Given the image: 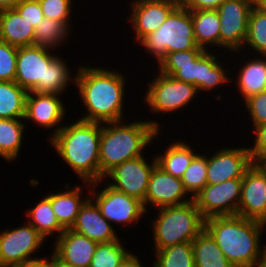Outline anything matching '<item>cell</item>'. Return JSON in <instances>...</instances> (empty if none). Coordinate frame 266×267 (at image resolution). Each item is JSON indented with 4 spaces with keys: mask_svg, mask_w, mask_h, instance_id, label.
I'll return each instance as SVG.
<instances>
[{
    "mask_svg": "<svg viewBox=\"0 0 266 267\" xmlns=\"http://www.w3.org/2000/svg\"><path fill=\"white\" fill-rule=\"evenodd\" d=\"M18 47L0 40V81H15Z\"/></svg>",
    "mask_w": 266,
    "mask_h": 267,
    "instance_id": "38",
    "label": "cell"
},
{
    "mask_svg": "<svg viewBox=\"0 0 266 267\" xmlns=\"http://www.w3.org/2000/svg\"><path fill=\"white\" fill-rule=\"evenodd\" d=\"M221 62L209 50L190 49L166 54L158 62L157 70L176 80L193 84L198 92H210L232 81Z\"/></svg>",
    "mask_w": 266,
    "mask_h": 267,
    "instance_id": "5",
    "label": "cell"
},
{
    "mask_svg": "<svg viewBox=\"0 0 266 267\" xmlns=\"http://www.w3.org/2000/svg\"><path fill=\"white\" fill-rule=\"evenodd\" d=\"M187 194L188 192L185 190L180 178L173 177L156 165L151 173L146 197L142 204L147 213L148 205L158 209L166 206L181 205L193 200L191 195ZM188 196L190 197L185 198Z\"/></svg>",
    "mask_w": 266,
    "mask_h": 267,
    "instance_id": "17",
    "label": "cell"
},
{
    "mask_svg": "<svg viewBox=\"0 0 266 267\" xmlns=\"http://www.w3.org/2000/svg\"><path fill=\"white\" fill-rule=\"evenodd\" d=\"M131 5L128 21L133 26L134 39L140 43L164 23L179 0H132Z\"/></svg>",
    "mask_w": 266,
    "mask_h": 267,
    "instance_id": "16",
    "label": "cell"
},
{
    "mask_svg": "<svg viewBox=\"0 0 266 267\" xmlns=\"http://www.w3.org/2000/svg\"><path fill=\"white\" fill-rule=\"evenodd\" d=\"M71 230L98 243L111 242L119 238L113 225L101 214L100 208L91 196L80 208Z\"/></svg>",
    "mask_w": 266,
    "mask_h": 267,
    "instance_id": "21",
    "label": "cell"
},
{
    "mask_svg": "<svg viewBox=\"0 0 266 267\" xmlns=\"http://www.w3.org/2000/svg\"><path fill=\"white\" fill-rule=\"evenodd\" d=\"M261 57V58H260ZM244 62L236 78L243 101L250 96L266 91V55Z\"/></svg>",
    "mask_w": 266,
    "mask_h": 267,
    "instance_id": "25",
    "label": "cell"
},
{
    "mask_svg": "<svg viewBox=\"0 0 266 267\" xmlns=\"http://www.w3.org/2000/svg\"><path fill=\"white\" fill-rule=\"evenodd\" d=\"M187 142L176 141L168 144L163 153L156 154V163L164 172L171 174L173 177L182 178L185 170L189 167L192 159L198 154L196 150L186 144ZM161 154V155H160Z\"/></svg>",
    "mask_w": 266,
    "mask_h": 267,
    "instance_id": "26",
    "label": "cell"
},
{
    "mask_svg": "<svg viewBox=\"0 0 266 267\" xmlns=\"http://www.w3.org/2000/svg\"><path fill=\"white\" fill-rule=\"evenodd\" d=\"M255 0H226L216 10L219 14L220 47L230 52L243 50L250 13Z\"/></svg>",
    "mask_w": 266,
    "mask_h": 267,
    "instance_id": "11",
    "label": "cell"
},
{
    "mask_svg": "<svg viewBox=\"0 0 266 267\" xmlns=\"http://www.w3.org/2000/svg\"><path fill=\"white\" fill-rule=\"evenodd\" d=\"M156 165L155 157L152 161H146L141 155L115 166L104 176V181L109 177V180H112L108 184L110 187L143 202L151 173Z\"/></svg>",
    "mask_w": 266,
    "mask_h": 267,
    "instance_id": "14",
    "label": "cell"
},
{
    "mask_svg": "<svg viewBox=\"0 0 266 267\" xmlns=\"http://www.w3.org/2000/svg\"><path fill=\"white\" fill-rule=\"evenodd\" d=\"M245 147L220 148L211 156L206 155L207 185L243 178L246 171L253 165L249 148Z\"/></svg>",
    "mask_w": 266,
    "mask_h": 267,
    "instance_id": "15",
    "label": "cell"
},
{
    "mask_svg": "<svg viewBox=\"0 0 266 267\" xmlns=\"http://www.w3.org/2000/svg\"><path fill=\"white\" fill-rule=\"evenodd\" d=\"M55 241L52 252L63 262L73 267H90L98 242L71 229H65Z\"/></svg>",
    "mask_w": 266,
    "mask_h": 267,
    "instance_id": "20",
    "label": "cell"
},
{
    "mask_svg": "<svg viewBox=\"0 0 266 267\" xmlns=\"http://www.w3.org/2000/svg\"><path fill=\"white\" fill-rule=\"evenodd\" d=\"M70 31V28L64 22L44 17L35 28L34 45L55 50L56 47H59V44L61 46L62 42L64 44L68 39V35L71 34Z\"/></svg>",
    "mask_w": 266,
    "mask_h": 267,
    "instance_id": "31",
    "label": "cell"
},
{
    "mask_svg": "<svg viewBox=\"0 0 266 267\" xmlns=\"http://www.w3.org/2000/svg\"><path fill=\"white\" fill-rule=\"evenodd\" d=\"M237 215L266 223V174L254 164L242 178Z\"/></svg>",
    "mask_w": 266,
    "mask_h": 267,
    "instance_id": "19",
    "label": "cell"
},
{
    "mask_svg": "<svg viewBox=\"0 0 266 267\" xmlns=\"http://www.w3.org/2000/svg\"><path fill=\"white\" fill-rule=\"evenodd\" d=\"M67 190H59L57 193H49L46 196L51 201V206L56 214L57 220L59 224L64 229H71L77 215L79 214L80 208L85 203V201L90 197L86 196V198H82L83 196V188L80 186H75L71 189L72 186L70 184H64ZM69 188V189H68Z\"/></svg>",
    "mask_w": 266,
    "mask_h": 267,
    "instance_id": "22",
    "label": "cell"
},
{
    "mask_svg": "<svg viewBox=\"0 0 266 267\" xmlns=\"http://www.w3.org/2000/svg\"><path fill=\"white\" fill-rule=\"evenodd\" d=\"M226 0H179V4L190 10H199V9H217L222 3Z\"/></svg>",
    "mask_w": 266,
    "mask_h": 267,
    "instance_id": "42",
    "label": "cell"
},
{
    "mask_svg": "<svg viewBox=\"0 0 266 267\" xmlns=\"http://www.w3.org/2000/svg\"><path fill=\"white\" fill-rule=\"evenodd\" d=\"M152 267H195L192 242H184L155 252Z\"/></svg>",
    "mask_w": 266,
    "mask_h": 267,
    "instance_id": "32",
    "label": "cell"
},
{
    "mask_svg": "<svg viewBox=\"0 0 266 267\" xmlns=\"http://www.w3.org/2000/svg\"><path fill=\"white\" fill-rule=\"evenodd\" d=\"M37 203L25 212L29 218L27 223L32 225L45 239L48 238L47 236H56V234L58 238L65 229L59 224L50 199L45 195Z\"/></svg>",
    "mask_w": 266,
    "mask_h": 267,
    "instance_id": "30",
    "label": "cell"
},
{
    "mask_svg": "<svg viewBox=\"0 0 266 267\" xmlns=\"http://www.w3.org/2000/svg\"><path fill=\"white\" fill-rule=\"evenodd\" d=\"M255 6L266 14V0H255Z\"/></svg>",
    "mask_w": 266,
    "mask_h": 267,
    "instance_id": "47",
    "label": "cell"
},
{
    "mask_svg": "<svg viewBox=\"0 0 266 267\" xmlns=\"http://www.w3.org/2000/svg\"><path fill=\"white\" fill-rule=\"evenodd\" d=\"M245 105L253 128L266 124V91L250 96L245 100Z\"/></svg>",
    "mask_w": 266,
    "mask_h": 267,
    "instance_id": "39",
    "label": "cell"
},
{
    "mask_svg": "<svg viewBox=\"0 0 266 267\" xmlns=\"http://www.w3.org/2000/svg\"><path fill=\"white\" fill-rule=\"evenodd\" d=\"M35 29L16 9L0 11V40L15 47L34 45Z\"/></svg>",
    "mask_w": 266,
    "mask_h": 267,
    "instance_id": "23",
    "label": "cell"
},
{
    "mask_svg": "<svg viewBox=\"0 0 266 267\" xmlns=\"http://www.w3.org/2000/svg\"><path fill=\"white\" fill-rule=\"evenodd\" d=\"M23 267H48L43 261H39L30 265H26Z\"/></svg>",
    "mask_w": 266,
    "mask_h": 267,
    "instance_id": "48",
    "label": "cell"
},
{
    "mask_svg": "<svg viewBox=\"0 0 266 267\" xmlns=\"http://www.w3.org/2000/svg\"><path fill=\"white\" fill-rule=\"evenodd\" d=\"M27 93L15 81H0V118L24 119Z\"/></svg>",
    "mask_w": 266,
    "mask_h": 267,
    "instance_id": "29",
    "label": "cell"
},
{
    "mask_svg": "<svg viewBox=\"0 0 266 267\" xmlns=\"http://www.w3.org/2000/svg\"><path fill=\"white\" fill-rule=\"evenodd\" d=\"M245 46L259 55H266V14L256 6L250 13Z\"/></svg>",
    "mask_w": 266,
    "mask_h": 267,
    "instance_id": "35",
    "label": "cell"
},
{
    "mask_svg": "<svg viewBox=\"0 0 266 267\" xmlns=\"http://www.w3.org/2000/svg\"><path fill=\"white\" fill-rule=\"evenodd\" d=\"M0 231V267H23L44 258L33 254L46 239L30 224Z\"/></svg>",
    "mask_w": 266,
    "mask_h": 267,
    "instance_id": "9",
    "label": "cell"
},
{
    "mask_svg": "<svg viewBox=\"0 0 266 267\" xmlns=\"http://www.w3.org/2000/svg\"><path fill=\"white\" fill-rule=\"evenodd\" d=\"M160 125L156 120L126 123H102V133L99 147L100 180L115 166L143 155L148 147L160 134Z\"/></svg>",
    "mask_w": 266,
    "mask_h": 267,
    "instance_id": "4",
    "label": "cell"
},
{
    "mask_svg": "<svg viewBox=\"0 0 266 267\" xmlns=\"http://www.w3.org/2000/svg\"><path fill=\"white\" fill-rule=\"evenodd\" d=\"M62 95L36 93L29 91L26 96V107L24 120H31L39 127L47 130L55 128L49 135L54 136L64 125H59L65 120L66 105L59 98ZM57 126V127H56Z\"/></svg>",
    "mask_w": 266,
    "mask_h": 267,
    "instance_id": "18",
    "label": "cell"
},
{
    "mask_svg": "<svg viewBox=\"0 0 266 267\" xmlns=\"http://www.w3.org/2000/svg\"><path fill=\"white\" fill-rule=\"evenodd\" d=\"M50 260L49 257H44L42 260L48 267H73L68 263L63 262L60 258H58L53 252H51Z\"/></svg>",
    "mask_w": 266,
    "mask_h": 267,
    "instance_id": "43",
    "label": "cell"
},
{
    "mask_svg": "<svg viewBox=\"0 0 266 267\" xmlns=\"http://www.w3.org/2000/svg\"><path fill=\"white\" fill-rule=\"evenodd\" d=\"M199 153L192 159L181 178L185 190L194 197L207 185V157ZM205 155V156H204Z\"/></svg>",
    "mask_w": 266,
    "mask_h": 267,
    "instance_id": "36",
    "label": "cell"
},
{
    "mask_svg": "<svg viewBox=\"0 0 266 267\" xmlns=\"http://www.w3.org/2000/svg\"><path fill=\"white\" fill-rule=\"evenodd\" d=\"M15 9L35 29L43 20L44 15L38 0H22Z\"/></svg>",
    "mask_w": 266,
    "mask_h": 267,
    "instance_id": "40",
    "label": "cell"
},
{
    "mask_svg": "<svg viewBox=\"0 0 266 267\" xmlns=\"http://www.w3.org/2000/svg\"><path fill=\"white\" fill-rule=\"evenodd\" d=\"M22 0H0V11L15 9L16 5Z\"/></svg>",
    "mask_w": 266,
    "mask_h": 267,
    "instance_id": "46",
    "label": "cell"
},
{
    "mask_svg": "<svg viewBox=\"0 0 266 267\" xmlns=\"http://www.w3.org/2000/svg\"><path fill=\"white\" fill-rule=\"evenodd\" d=\"M266 223L238 215L205 219L204 229L234 267H262L266 245L260 237Z\"/></svg>",
    "mask_w": 266,
    "mask_h": 267,
    "instance_id": "2",
    "label": "cell"
},
{
    "mask_svg": "<svg viewBox=\"0 0 266 267\" xmlns=\"http://www.w3.org/2000/svg\"><path fill=\"white\" fill-rule=\"evenodd\" d=\"M157 211V218L151 221L154 252L192 242L204 230L205 219L194 199L181 205L161 207Z\"/></svg>",
    "mask_w": 266,
    "mask_h": 267,
    "instance_id": "6",
    "label": "cell"
},
{
    "mask_svg": "<svg viewBox=\"0 0 266 267\" xmlns=\"http://www.w3.org/2000/svg\"><path fill=\"white\" fill-rule=\"evenodd\" d=\"M65 124L49 140L72 172L83 182L100 181L99 147L102 123L75 120Z\"/></svg>",
    "mask_w": 266,
    "mask_h": 267,
    "instance_id": "3",
    "label": "cell"
},
{
    "mask_svg": "<svg viewBox=\"0 0 266 267\" xmlns=\"http://www.w3.org/2000/svg\"><path fill=\"white\" fill-rule=\"evenodd\" d=\"M191 17L196 45L204 50H209V46L220 48L221 23L217 10H193Z\"/></svg>",
    "mask_w": 266,
    "mask_h": 267,
    "instance_id": "24",
    "label": "cell"
},
{
    "mask_svg": "<svg viewBox=\"0 0 266 267\" xmlns=\"http://www.w3.org/2000/svg\"><path fill=\"white\" fill-rule=\"evenodd\" d=\"M147 89L143 98L153 114H172L183 110L199 93L193 84L160 72L154 75Z\"/></svg>",
    "mask_w": 266,
    "mask_h": 267,
    "instance_id": "8",
    "label": "cell"
},
{
    "mask_svg": "<svg viewBox=\"0 0 266 267\" xmlns=\"http://www.w3.org/2000/svg\"><path fill=\"white\" fill-rule=\"evenodd\" d=\"M120 267H143V264L137 255L131 253Z\"/></svg>",
    "mask_w": 266,
    "mask_h": 267,
    "instance_id": "44",
    "label": "cell"
},
{
    "mask_svg": "<svg viewBox=\"0 0 266 267\" xmlns=\"http://www.w3.org/2000/svg\"><path fill=\"white\" fill-rule=\"evenodd\" d=\"M68 67L64 58L59 55L47 66L45 93L61 95L72 81L75 82V74L72 77V70Z\"/></svg>",
    "mask_w": 266,
    "mask_h": 267,
    "instance_id": "33",
    "label": "cell"
},
{
    "mask_svg": "<svg viewBox=\"0 0 266 267\" xmlns=\"http://www.w3.org/2000/svg\"><path fill=\"white\" fill-rule=\"evenodd\" d=\"M255 137L254 144L252 147L248 146L249 152L251 153V157L253 162L266 151V124L259 125L253 128Z\"/></svg>",
    "mask_w": 266,
    "mask_h": 267,
    "instance_id": "41",
    "label": "cell"
},
{
    "mask_svg": "<svg viewBox=\"0 0 266 267\" xmlns=\"http://www.w3.org/2000/svg\"><path fill=\"white\" fill-rule=\"evenodd\" d=\"M50 50L35 45L18 47L15 82L27 92L45 93L46 68L57 57Z\"/></svg>",
    "mask_w": 266,
    "mask_h": 267,
    "instance_id": "13",
    "label": "cell"
},
{
    "mask_svg": "<svg viewBox=\"0 0 266 267\" xmlns=\"http://www.w3.org/2000/svg\"><path fill=\"white\" fill-rule=\"evenodd\" d=\"M75 86L87 113L78 118L87 122H118L124 118L125 75L119 70L79 66ZM126 81V82H125Z\"/></svg>",
    "mask_w": 266,
    "mask_h": 267,
    "instance_id": "1",
    "label": "cell"
},
{
    "mask_svg": "<svg viewBox=\"0 0 266 267\" xmlns=\"http://www.w3.org/2000/svg\"><path fill=\"white\" fill-rule=\"evenodd\" d=\"M103 180L89 183L83 182L86 187H89L91 198L100 208L101 214L110 222L114 224H121L128 228L129 224L140 223L139 219L146 214L142 201L139 199L119 192L107 183L104 189L96 191ZM99 184V185H98ZM94 188V189H92ZM94 196V197H93ZM96 196V197H95Z\"/></svg>",
    "mask_w": 266,
    "mask_h": 267,
    "instance_id": "10",
    "label": "cell"
},
{
    "mask_svg": "<svg viewBox=\"0 0 266 267\" xmlns=\"http://www.w3.org/2000/svg\"><path fill=\"white\" fill-rule=\"evenodd\" d=\"M262 267H266V255H265V259H264V261L262 263Z\"/></svg>",
    "mask_w": 266,
    "mask_h": 267,
    "instance_id": "49",
    "label": "cell"
},
{
    "mask_svg": "<svg viewBox=\"0 0 266 267\" xmlns=\"http://www.w3.org/2000/svg\"><path fill=\"white\" fill-rule=\"evenodd\" d=\"M195 267H234L204 229L193 241Z\"/></svg>",
    "mask_w": 266,
    "mask_h": 267,
    "instance_id": "28",
    "label": "cell"
},
{
    "mask_svg": "<svg viewBox=\"0 0 266 267\" xmlns=\"http://www.w3.org/2000/svg\"><path fill=\"white\" fill-rule=\"evenodd\" d=\"M139 44L154 56L156 63L171 52L202 49L195 43L191 11L180 4L156 31Z\"/></svg>",
    "mask_w": 266,
    "mask_h": 267,
    "instance_id": "7",
    "label": "cell"
},
{
    "mask_svg": "<svg viewBox=\"0 0 266 267\" xmlns=\"http://www.w3.org/2000/svg\"><path fill=\"white\" fill-rule=\"evenodd\" d=\"M45 18L64 22L71 27L72 0H38Z\"/></svg>",
    "mask_w": 266,
    "mask_h": 267,
    "instance_id": "37",
    "label": "cell"
},
{
    "mask_svg": "<svg viewBox=\"0 0 266 267\" xmlns=\"http://www.w3.org/2000/svg\"><path fill=\"white\" fill-rule=\"evenodd\" d=\"M253 164L257 166L264 174H266V151L263 152Z\"/></svg>",
    "mask_w": 266,
    "mask_h": 267,
    "instance_id": "45",
    "label": "cell"
},
{
    "mask_svg": "<svg viewBox=\"0 0 266 267\" xmlns=\"http://www.w3.org/2000/svg\"><path fill=\"white\" fill-rule=\"evenodd\" d=\"M242 192V178L206 185L194 201L204 219L214 216L237 215Z\"/></svg>",
    "mask_w": 266,
    "mask_h": 267,
    "instance_id": "12",
    "label": "cell"
},
{
    "mask_svg": "<svg viewBox=\"0 0 266 267\" xmlns=\"http://www.w3.org/2000/svg\"><path fill=\"white\" fill-rule=\"evenodd\" d=\"M124 247L120 238L111 242L98 243L90 267H120L131 254Z\"/></svg>",
    "mask_w": 266,
    "mask_h": 267,
    "instance_id": "34",
    "label": "cell"
},
{
    "mask_svg": "<svg viewBox=\"0 0 266 267\" xmlns=\"http://www.w3.org/2000/svg\"><path fill=\"white\" fill-rule=\"evenodd\" d=\"M24 119L0 118V157L14 162L21 152L25 127Z\"/></svg>",
    "mask_w": 266,
    "mask_h": 267,
    "instance_id": "27",
    "label": "cell"
}]
</instances>
